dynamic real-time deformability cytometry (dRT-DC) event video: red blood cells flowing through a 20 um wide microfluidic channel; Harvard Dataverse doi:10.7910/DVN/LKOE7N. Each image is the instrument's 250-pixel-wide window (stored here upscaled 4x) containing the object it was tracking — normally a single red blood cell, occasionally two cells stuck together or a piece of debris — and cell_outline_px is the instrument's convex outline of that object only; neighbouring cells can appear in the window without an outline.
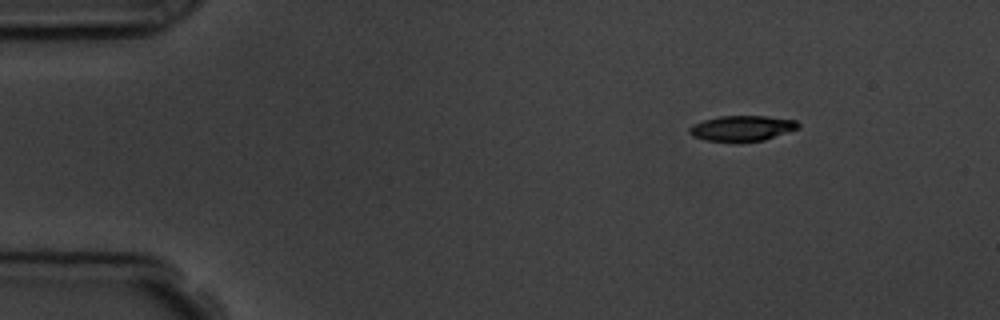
{"species": "common noctule bat (a hibernating species)", "species_latin": "Nyctalus noctula", "temperature_condition": "room temperature", "stored_images_in_passage": 5, "segment_of_instrument_passage": [2, 2], "camera_frame_rate_fps": 3000, "um_per_image_px": 0.085, "animal": {"sex": "male", "body_mass_g": 19.5, "forearm_length_mm": 54.6}, "frame": {"image": 1, "passage_image": 5, "time_ms": 5.667, "image_size_px": [1000, 320], "cell_outline_px": [[800, 128], [764, 140], [704, 140], [692, 136], [688, 132], [688, 128], [692, 124], [704, 120], [720, 116], [764, 116], [796, 120], [800, 124]], "centroid_in_image_um": [63.07, 10.88], "position_along_channel_um": 21.9, "area_um2": 15.84}}